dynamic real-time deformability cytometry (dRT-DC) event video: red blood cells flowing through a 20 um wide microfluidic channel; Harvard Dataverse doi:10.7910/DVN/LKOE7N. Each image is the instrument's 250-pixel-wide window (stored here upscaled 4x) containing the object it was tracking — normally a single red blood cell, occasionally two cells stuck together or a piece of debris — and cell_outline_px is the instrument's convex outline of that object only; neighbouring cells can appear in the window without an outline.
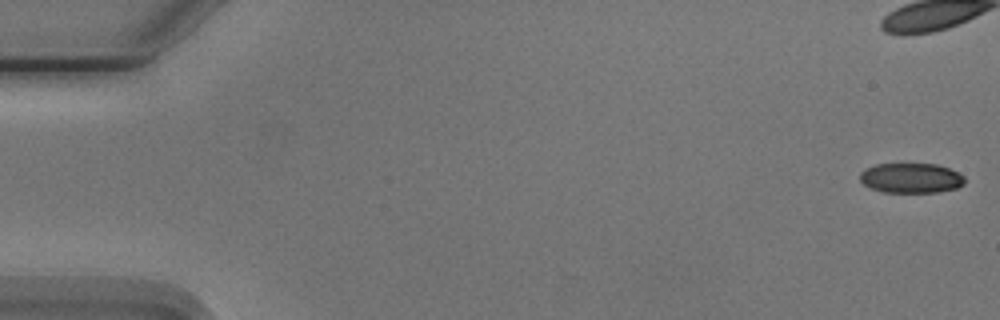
{"species": "Egyptian fruit bat (a non-hibernating species)", "species_latin": "Rousettus aegyptiacus", "temperature_condition": "cold", "stored_images_in_passage": 6, "camera_frame_rate_fps": 3000, "um_per_image_px": 0.085, "animal": {"sex": "male"}, "frame": {"image": 1, "passage_image": 1, "time_ms": 0.0, "image_size_px": [1000, 320], "cell_outline_px": [[964, 184], [956, 188], [936, 192], [884, 192], [872, 188], [864, 184], [860, 180], [860, 172], [864, 168], [876, 164], [936, 164], [948, 168], [964, 176]], "centroid_in_image_um": [77.41, 15.13], "position_along_channel_um": 7.6, "area_um2": 18.15}}